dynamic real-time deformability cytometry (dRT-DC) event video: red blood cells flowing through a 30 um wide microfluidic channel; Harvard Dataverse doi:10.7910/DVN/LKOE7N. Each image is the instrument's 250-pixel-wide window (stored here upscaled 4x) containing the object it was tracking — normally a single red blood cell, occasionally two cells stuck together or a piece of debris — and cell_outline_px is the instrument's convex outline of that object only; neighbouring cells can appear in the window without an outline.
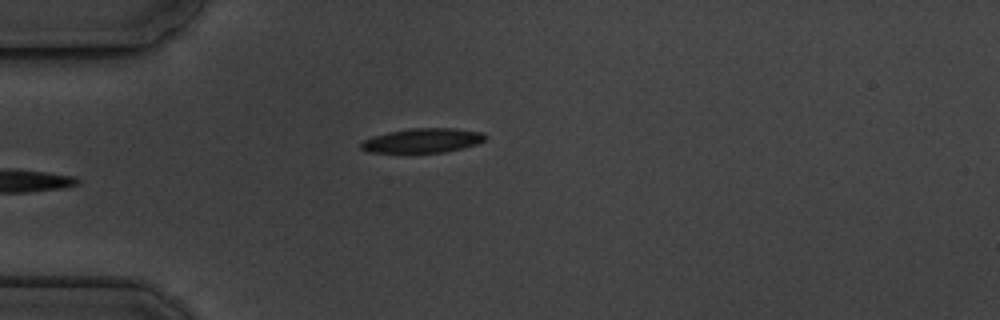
{"species": "common noctule bat (a hibernating species)", "species_latin": "Nyctalus noctula", "temperature_condition": "cold", "stored_images_in_passage": 7, "camera_frame_rate_fps": 3000, "um_per_image_px": 0.085, "animal": {"sex": "male", "body_mass_g": 19.5, "forearm_length_mm": 54.6}, "frame": {"image": 1, "passage_image": 5, "time_ms": 5.667, "image_size_px": [1000, 320], "cell_outline_px": [[488, 136], [484, 140], [476, 144], [444, 152], [368, 152], [360, 148], [360, 144], [364, 140], [376, 136], [392, 132], [412, 128], [452, 128], [480, 132]], "centroid_in_image_um": [35.94, 11.94], "position_along_channel_um": 49.1, "area_um2": 17.17}}